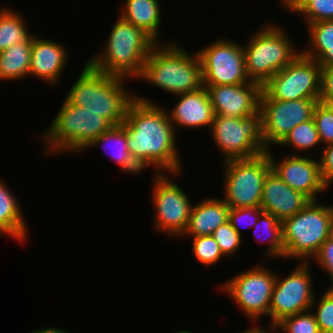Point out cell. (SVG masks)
Returning <instances> with one entry per match:
<instances>
[{
    "instance_id": "cell-1",
    "label": "cell",
    "mask_w": 333,
    "mask_h": 333,
    "mask_svg": "<svg viewBox=\"0 0 333 333\" xmlns=\"http://www.w3.org/2000/svg\"><path fill=\"white\" fill-rule=\"evenodd\" d=\"M141 97L135 93L121 123L127 132L129 153L142 170L153 166L156 173L177 176L182 164L176 152V132L168 112L163 106Z\"/></svg>"
},
{
    "instance_id": "cell-2",
    "label": "cell",
    "mask_w": 333,
    "mask_h": 333,
    "mask_svg": "<svg viewBox=\"0 0 333 333\" xmlns=\"http://www.w3.org/2000/svg\"><path fill=\"white\" fill-rule=\"evenodd\" d=\"M127 80L103 73L87 62L65 100L98 113L113 126H118L125 120L129 105L135 99L134 93L132 95L124 87Z\"/></svg>"
},
{
    "instance_id": "cell-3",
    "label": "cell",
    "mask_w": 333,
    "mask_h": 333,
    "mask_svg": "<svg viewBox=\"0 0 333 333\" xmlns=\"http://www.w3.org/2000/svg\"><path fill=\"white\" fill-rule=\"evenodd\" d=\"M156 44L145 31L119 16L101 54L89 59L88 63L108 75L136 79Z\"/></svg>"
},
{
    "instance_id": "cell-4",
    "label": "cell",
    "mask_w": 333,
    "mask_h": 333,
    "mask_svg": "<svg viewBox=\"0 0 333 333\" xmlns=\"http://www.w3.org/2000/svg\"><path fill=\"white\" fill-rule=\"evenodd\" d=\"M138 78L176 96L203 86L198 52L190 54L178 43H157Z\"/></svg>"
},
{
    "instance_id": "cell-5",
    "label": "cell",
    "mask_w": 333,
    "mask_h": 333,
    "mask_svg": "<svg viewBox=\"0 0 333 333\" xmlns=\"http://www.w3.org/2000/svg\"><path fill=\"white\" fill-rule=\"evenodd\" d=\"M282 232L283 258L310 262L322 243L333 234V205L310 201L301 211L282 221Z\"/></svg>"
},
{
    "instance_id": "cell-6",
    "label": "cell",
    "mask_w": 333,
    "mask_h": 333,
    "mask_svg": "<svg viewBox=\"0 0 333 333\" xmlns=\"http://www.w3.org/2000/svg\"><path fill=\"white\" fill-rule=\"evenodd\" d=\"M112 127L113 125L100 114L64 100L47 133L45 131L41 139L43 143H47L46 150L52 155L85 151L84 148L93 139Z\"/></svg>"
},
{
    "instance_id": "cell-7",
    "label": "cell",
    "mask_w": 333,
    "mask_h": 333,
    "mask_svg": "<svg viewBox=\"0 0 333 333\" xmlns=\"http://www.w3.org/2000/svg\"><path fill=\"white\" fill-rule=\"evenodd\" d=\"M282 29L269 23L250 36L247 46L243 45L250 81L263 86L301 53Z\"/></svg>"
},
{
    "instance_id": "cell-8",
    "label": "cell",
    "mask_w": 333,
    "mask_h": 333,
    "mask_svg": "<svg viewBox=\"0 0 333 333\" xmlns=\"http://www.w3.org/2000/svg\"><path fill=\"white\" fill-rule=\"evenodd\" d=\"M210 130L224 161L253 158L268 151L260 110L246 118L215 115Z\"/></svg>"
},
{
    "instance_id": "cell-9",
    "label": "cell",
    "mask_w": 333,
    "mask_h": 333,
    "mask_svg": "<svg viewBox=\"0 0 333 333\" xmlns=\"http://www.w3.org/2000/svg\"><path fill=\"white\" fill-rule=\"evenodd\" d=\"M224 197L230 208L260 207L264 181L272 169L269 154L224 161Z\"/></svg>"
},
{
    "instance_id": "cell-10",
    "label": "cell",
    "mask_w": 333,
    "mask_h": 333,
    "mask_svg": "<svg viewBox=\"0 0 333 333\" xmlns=\"http://www.w3.org/2000/svg\"><path fill=\"white\" fill-rule=\"evenodd\" d=\"M321 65L300 53L263 86L260 100L320 98Z\"/></svg>"
},
{
    "instance_id": "cell-11",
    "label": "cell",
    "mask_w": 333,
    "mask_h": 333,
    "mask_svg": "<svg viewBox=\"0 0 333 333\" xmlns=\"http://www.w3.org/2000/svg\"><path fill=\"white\" fill-rule=\"evenodd\" d=\"M276 274L263 265H257L233 276L221 284L220 288L229 294L228 296L238 303L243 314L254 322L262 315L269 316Z\"/></svg>"
},
{
    "instance_id": "cell-12",
    "label": "cell",
    "mask_w": 333,
    "mask_h": 333,
    "mask_svg": "<svg viewBox=\"0 0 333 333\" xmlns=\"http://www.w3.org/2000/svg\"><path fill=\"white\" fill-rule=\"evenodd\" d=\"M169 173H155L152 199L155 208L154 228L168 237L181 238L186 231L193 204Z\"/></svg>"
},
{
    "instance_id": "cell-13",
    "label": "cell",
    "mask_w": 333,
    "mask_h": 333,
    "mask_svg": "<svg viewBox=\"0 0 333 333\" xmlns=\"http://www.w3.org/2000/svg\"><path fill=\"white\" fill-rule=\"evenodd\" d=\"M203 85H236L251 82L246 73L243 45L218 39L198 50Z\"/></svg>"
},
{
    "instance_id": "cell-14",
    "label": "cell",
    "mask_w": 333,
    "mask_h": 333,
    "mask_svg": "<svg viewBox=\"0 0 333 333\" xmlns=\"http://www.w3.org/2000/svg\"><path fill=\"white\" fill-rule=\"evenodd\" d=\"M310 265L299 261L297 268L284 278L276 274L269 308V325H275L284 317L311 310L316 295L312 288Z\"/></svg>"
},
{
    "instance_id": "cell-15",
    "label": "cell",
    "mask_w": 333,
    "mask_h": 333,
    "mask_svg": "<svg viewBox=\"0 0 333 333\" xmlns=\"http://www.w3.org/2000/svg\"><path fill=\"white\" fill-rule=\"evenodd\" d=\"M319 101L320 98L260 100L265 147L269 150L272 144H280L296 125L313 118Z\"/></svg>"
},
{
    "instance_id": "cell-16",
    "label": "cell",
    "mask_w": 333,
    "mask_h": 333,
    "mask_svg": "<svg viewBox=\"0 0 333 333\" xmlns=\"http://www.w3.org/2000/svg\"><path fill=\"white\" fill-rule=\"evenodd\" d=\"M215 115L246 118L260 109L262 86L257 82L236 85H203Z\"/></svg>"
},
{
    "instance_id": "cell-17",
    "label": "cell",
    "mask_w": 333,
    "mask_h": 333,
    "mask_svg": "<svg viewBox=\"0 0 333 333\" xmlns=\"http://www.w3.org/2000/svg\"><path fill=\"white\" fill-rule=\"evenodd\" d=\"M270 149L267 151L270 157L272 169L291 188L303 193L311 201L318 200V194L329 187L323 181L319 163L315 158L296 155L295 153L276 162ZM281 161V162H280Z\"/></svg>"
},
{
    "instance_id": "cell-18",
    "label": "cell",
    "mask_w": 333,
    "mask_h": 333,
    "mask_svg": "<svg viewBox=\"0 0 333 333\" xmlns=\"http://www.w3.org/2000/svg\"><path fill=\"white\" fill-rule=\"evenodd\" d=\"M310 201L306 195L287 185L273 169L268 172L260 202L264 212L283 221L301 211Z\"/></svg>"
},
{
    "instance_id": "cell-19",
    "label": "cell",
    "mask_w": 333,
    "mask_h": 333,
    "mask_svg": "<svg viewBox=\"0 0 333 333\" xmlns=\"http://www.w3.org/2000/svg\"><path fill=\"white\" fill-rule=\"evenodd\" d=\"M33 34L28 76H35L45 83L57 84L67 63L66 48L59 42L40 39Z\"/></svg>"
},
{
    "instance_id": "cell-20",
    "label": "cell",
    "mask_w": 333,
    "mask_h": 333,
    "mask_svg": "<svg viewBox=\"0 0 333 333\" xmlns=\"http://www.w3.org/2000/svg\"><path fill=\"white\" fill-rule=\"evenodd\" d=\"M177 96L180 101L171 111H167L175 130L177 125L194 129L208 125V128H211L215 114L204 86L194 92Z\"/></svg>"
},
{
    "instance_id": "cell-21",
    "label": "cell",
    "mask_w": 333,
    "mask_h": 333,
    "mask_svg": "<svg viewBox=\"0 0 333 333\" xmlns=\"http://www.w3.org/2000/svg\"><path fill=\"white\" fill-rule=\"evenodd\" d=\"M230 207L223 199L203 198L193 204L186 231L181 236L197 237L212 233L229 219Z\"/></svg>"
},
{
    "instance_id": "cell-22",
    "label": "cell",
    "mask_w": 333,
    "mask_h": 333,
    "mask_svg": "<svg viewBox=\"0 0 333 333\" xmlns=\"http://www.w3.org/2000/svg\"><path fill=\"white\" fill-rule=\"evenodd\" d=\"M119 16L142 29L159 43L161 9L158 0H126ZM159 35V36H158Z\"/></svg>"
},
{
    "instance_id": "cell-23",
    "label": "cell",
    "mask_w": 333,
    "mask_h": 333,
    "mask_svg": "<svg viewBox=\"0 0 333 333\" xmlns=\"http://www.w3.org/2000/svg\"><path fill=\"white\" fill-rule=\"evenodd\" d=\"M16 195L0 180V234L22 242L27 239L28 227Z\"/></svg>"
},
{
    "instance_id": "cell-24",
    "label": "cell",
    "mask_w": 333,
    "mask_h": 333,
    "mask_svg": "<svg viewBox=\"0 0 333 333\" xmlns=\"http://www.w3.org/2000/svg\"><path fill=\"white\" fill-rule=\"evenodd\" d=\"M307 28L310 47L301 53L321 66H333V20L310 23Z\"/></svg>"
},
{
    "instance_id": "cell-25",
    "label": "cell",
    "mask_w": 333,
    "mask_h": 333,
    "mask_svg": "<svg viewBox=\"0 0 333 333\" xmlns=\"http://www.w3.org/2000/svg\"><path fill=\"white\" fill-rule=\"evenodd\" d=\"M113 148L111 149V158L120 165L119 167L124 170V172L138 175L143 170L134 162L132 159L128 145H127V132L122 125L113 126L110 130L104 132L98 138L93 139L84 149L89 147H99L102 145H108ZM106 145V146H107ZM109 146V147H110ZM110 147V148H111ZM108 148V146H107ZM105 148V149H107ZM109 149V148H108ZM108 151V150H107ZM109 153V152H108Z\"/></svg>"
},
{
    "instance_id": "cell-26",
    "label": "cell",
    "mask_w": 333,
    "mask_h": 333,
    "mask_svg": "<svg viewBox=\"0 0 333 333\" xmlns=\"http://www.w3.org/2000/svg\"><path fill=\"white\" fill-rule=\"evenodd\" d=\"M32 37L0 52V80H20L29 74ZM25 76V77H24Z\"/></svg>"
},
{
    "instance_id": "cell-27",
    "label": "cell",
    "mask_w": 333,
    "mask_h": 333,
    "mask_svg": "<svg viewBox=\"0 0 333 333\" xmlns=\"http://www.w3.org/2000/svg\"><path fill=\"white\" fill-rule=\"evenodd\" d=\"M20 15L6 6L0 9V52L15 43L26 42L33 36Z\"/></svg>"
},
{
    "instance_id": "cell-28",
    "label": "cell",
    "mask_w": 333,
    "mask_h": 333,
    "mask_svg": "<svg viewBox=\"0 0 333 333\" xmlns=\"http://www.w3.org/2000/svg\"><path fill=\"white\" fill-rule=\"evenodd\" d=\"M258 224V225H257ZM255 227V234L258 233L256 230L259 229V227L264 230L265 233L263 237L260 238V236L257 238L259 239V242H269V247L266 249V256L271 257V259L275 258H283L284 257V243H283V232H282V221H280L277 217L274 215L262 212L256 221V224L253 226ZM266 235V236H265Z\"/></svg>"
},
{
    "instance_id": "cell-29",
    "label": "cell",
    "mask_w": 333,
    "mask_h": 333,
    "mask_svg": "<svg viewBox=\"0 0 333 333\" xmlns=\"http://www.w3.org/2000/svg\"><path fill=\"white\" fill-rule=\"evenodd\" d=\"M318 131L313 118L296 125L279 145H288L295 150L309 151L311 148L321 145Z\"/></svg>"
},
{
    "instance_id": "cell-30",
    "label": "cell",
    "mask_w": 333,
    "mask_h": 333,
    "mask_svg": "<svg viewBox=\"0 0 333 333\" xmlns=\"http://www.w3.org/2000/svg\"><path fill=\"white\" fill-rule=\"evenodd\" d=\"M192 254L196 260L206 267L216 264L223 258L217 241L212 235L192 237Z\"/></svg>"
},
{
    "instance_id": "cell-31",
    "label": "cell",
    "mask_w": 333,
    "mask_h": 333,
    "mask_svg": "<svg viewBox=\"0 0 333 333\" xmlns=\"http://www.w3.org/2000/svg\"><path fill=\"white\" fill-rule=\"evenodd\" d=\"M310 311L284 317L275 324L276 329L286 331L285 333H321L314 311Z\"/></svg>"
},
{
    "instance_id": "cell-32",
    "label": "cell",
    "mask_w": 333,
    "mask_h": 333,
    "mask_svg": "<svg viewBox=\"0 0 333 333\" xmlns=\"http://www.w3.org/2000/svg\"><path fill=\"white\" fill-rule=\"evenodd\" d=\"M295 12L303 15L306 25L333 20V0H305Z\"/></svg>"
},
{
    "instance_id": "cell-33",
    "label": "cell",
    "mask_w": 333,
    "mask_h": 333,
    "mask_svg": "<svg viewBox=\"0 0 333 333\" xmlns=\"http://www.w3.org/2000/svg\"><path fill=\"white\" fill-rule=\"evenodd\" d=\"M320 297L319 301L314 298L311 309H315L320 332L333 333V290L328 288Z\"/></svg>"
},
{
    "instance_id": "cell-34",
    "label": "cell",
    "mask_w": 333,
    "mask_h": 333,
    "mask_svg": "<svg viewBox=\"0 0 333 333\" xmlns=\"http://www.w3.org/2000/svg\"><path fill=\"white\" fill-rule=\"evenodd\" d=\"M313 120L321 143H333V105L319 101L313 112Z\"/></svg>"
},
{
    "instance_id": "cell-35",
    "label": "cell",
    "mask_w": 333,
    "mask_h": 333,
    "mask_svg": "<svg viewBox=\"0 0 333 333\" xmlns=\"http://www.w3.org/2000/svg\"><path fill=\"white\" fill-rule=\"evenodd\" d=\"M212 237L217 241L224 257L237 252L242 242V237L232 227L229 221L220 225L213 233Z\"/></svg>"
},
{
    "instance_id": "cell-36",
    "label": "cell",
    "mask_w": 333,
    "mask_h": 333,
    "mask_svg": "<svg viewBox=\"0 0 333 333\" xmlns=\"http://www.w3.org/2000/svg\"><path fill=\"white\" fill-rule=\"evenodd\" d=\"M262 212L263 209L261 207L230 208L228 221L235 231L241 235L242 232L239 227L242 226L241 223L245 224V226L253 227Z\"/></svg>"
},
{
    "instance_id": "cell-37",
    "label": "cell",
    "mask_w": 333,
    "mask_h": 333,
    "mask_svg": "<svg viewBox=\"0 0 333 333\" xmlns=\"http://www.w3.org/2000/svg\"><path fill=\"white\" fill-rule=\"evenodd\" d=\"M313 258L330 276L331 286L329 289H331L333 287V234L322 243Z\"/></svg>"
},
{
    "instance_id": "cell-38",
    "label": "cell",
    "mask_w": 333,
    "mask_h": 333,
    "mask_svg": "<svg viewBox=\"0 0 333 333\" xmlns=\"http://www.w3.org/2000/svg\"><path fill=\"white\" fill-rule=\"evenodd\" d=\"M320 101L333 105V66H321Z\"/></svg>"
},
{
    "instance_id": "cell-39",
    "label": "cell",
    "mask_w": 333,
    "mask_h": 333,
    "mask_svg": "<svg viewBox=\"0 0 333 333\" xmlns=\"http://www.w3.org/2000/svg\"><path fill=\"white\" fill-rule=\"evenodd\" d=\"M321 153L319 168L323 181L328 185L333 182V143L325 145Z\"/></svg>"
},
{
    "instance_id": "cell-40",
    "label": "cell",
    "mask_w": 333,
    "mask_h": 333,
    "mask_svg": "<svg viewBox=\"0 0 333 333\" xmlns=\"http://www.w3.org/2000/svg\"><path fill=\"white\" fill-rule=\"evenodd\" d=\"M304 1L305 0H283L281 1L283 3H281V5H284L283 7H285L287 10H291L295 13V11L301 6Z\"/></svg>"
},
{
    "instance_id": "cell-41",
    "label": "cell",
    "mask_w": 333,
    "mask_h": 333,
    "mask_svg": "<svg viewBox=\"0 0 333 333\" xmlns=\"http://www.w3.org/2000/svg\"><path fill=\"white\" fill-rule=\"evenodd\" d=\"M30 333H69L68 331H65V330H62V329H58V328H49V327H45V328H42V329H37V330H33L32 332Z\"/></svg>"
},
{
    "instance_id": "cell-42",
    "label": "cell",
    "mask_w": 333,
    "mask_h": 333,
    "mask_svg": "<svg viewBox=\"0 0 333 333\" xmlns=\"http://www.w3.org/2000/svg\"><path fill=\"white\" fill-rule=\"evenodd\" d=\"M268 328L264 329L262 326L259 327L256 325V328H250V329H246L244 332H240V333H268L270 330H268ZM270 333V332H269Z\"/></svg>"
},
{
    "instance_id": "cell-43",
    "label": "cell",
    "mask_w": 333,
    "mask_h": 333,
    "mask_svg": "<svg viewBox=\"0 0 333 333\" xmlns=\"http://www.w3.org/2000/svg\"><path fill=\"white\" fill-rule=\"evenodd\" d=\"M269 327H270V328H269ZM268 328L271 330L270 333H274V331H275V333H278L277 331H280V330H277V329H276V326H275V325H269Z\"/></svg>"
},
{
    "instance_id": "cell-44",
    "label": "cell",
    "mask_w": 333,
    "mask_h": 333,
    "mask_svg": "<svg viewBox=\"0 0 333 333\" xmlns=\"http://www.w3.org/2000/svg\"><path fill=\"white\" fill-rule=\"evenodd\" d=\"M176 333H192L190 331H179V332H176Z\"/></svg>"
}]
</instances>
